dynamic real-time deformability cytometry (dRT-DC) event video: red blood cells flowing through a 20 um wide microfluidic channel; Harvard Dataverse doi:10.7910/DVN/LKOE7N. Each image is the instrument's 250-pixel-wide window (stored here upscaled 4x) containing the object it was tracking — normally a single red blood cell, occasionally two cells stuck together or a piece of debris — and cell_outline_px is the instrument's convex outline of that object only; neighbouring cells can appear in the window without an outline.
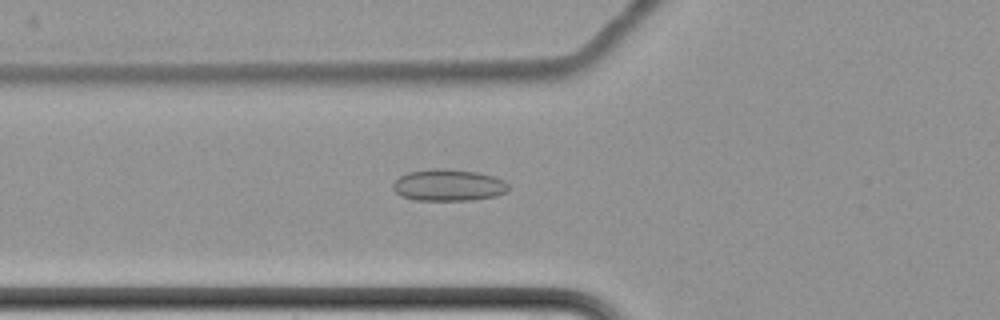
{"species": "common noctule bat (a hibernating species)", "species_latin": "Nyctalus noctula", "temperature_condition": "cold", "stored_images_in_passage": 4, "camera_frame_rate_fps": 3000, "um_per_image_px": 0.085, "animal": {"sex": "female", "body_mass_g": 22.7, "forearm_length_mm": 54.2}, "frame": {"image": 1, "passage_image": 4, "time_ms": 3.667, "image_size_px": [1000, 320], "cell_outline_px": [[508, 192], [496, 196], [472, 200], [416, 200], [400, 196], [392, 188], [392, 184], [400, 176], [408, 172], [432, 168], [444, 168], [476, 172], [496, 176], [504, 180], [508, 184]], "centroid_in_image_um": [38.13, 15.73], "position_along_channel_um": 87.7, "area_um2": 21.56}}